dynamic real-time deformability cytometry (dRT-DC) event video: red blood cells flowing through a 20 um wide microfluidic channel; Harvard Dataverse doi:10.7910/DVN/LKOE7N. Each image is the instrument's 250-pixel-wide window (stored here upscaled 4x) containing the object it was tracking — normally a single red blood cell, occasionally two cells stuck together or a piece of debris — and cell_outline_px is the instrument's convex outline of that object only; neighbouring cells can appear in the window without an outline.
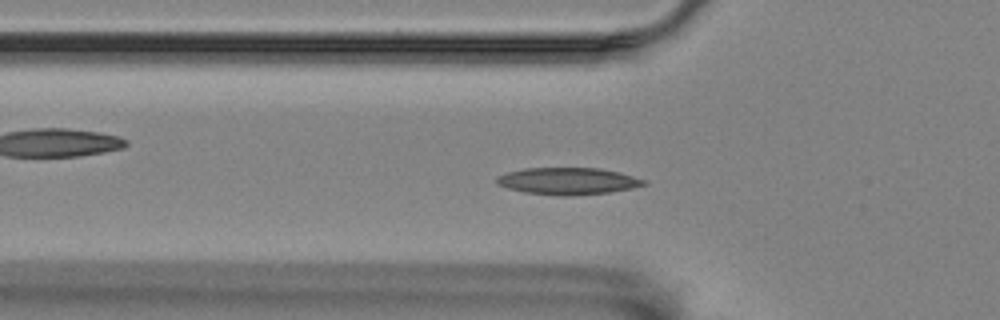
{"species": "Egyptian fruit bat (a non-hibernating species)", "species_latin": "Rousettus aegyptiacus", "temperature_condition": "room temperature", "stored_images_in_passage": 57, "camera_frame_rate_fps": 3000, "um_per_image_px": 0.085, "animal": {"sex": "female"}, "frame": {"image": 1, "passage_image": 18, "time_ms": 5.667, "image_size_px": [1000, 320], "cell_outline_px": [[648, 184], [632, 188], [608, 192], [572, 196], [560, 196], [524, 192], [508, 188], [496, 184], [496, 176], [508, 172], [524, 168], [600, 168], [620, 172], [644, 180]], "centroid_in_image_um": [48.25, 15.39], "position_along_channel_um": 77.6, "area_um2": 23.12}}
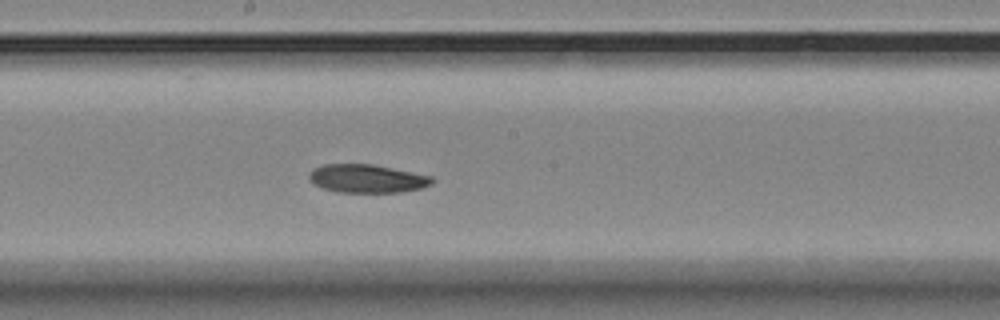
{"frame": {"image": 2, "passage_image": 30, "time_ms": 9.667, "image_size_px": [1000, 320], "cell_outline_px": [[436, 180], [432, 184], [420, 188], [400, 192], [336, 192], [312, 184], [308, 180], [308, 176], [312, 168], [324, 164], [372, 164], [432, 176]], "centroid_in_image_um": [31.16, 15.18], "position_along_channel_um": 217.0, "area_um2": 20.4}}
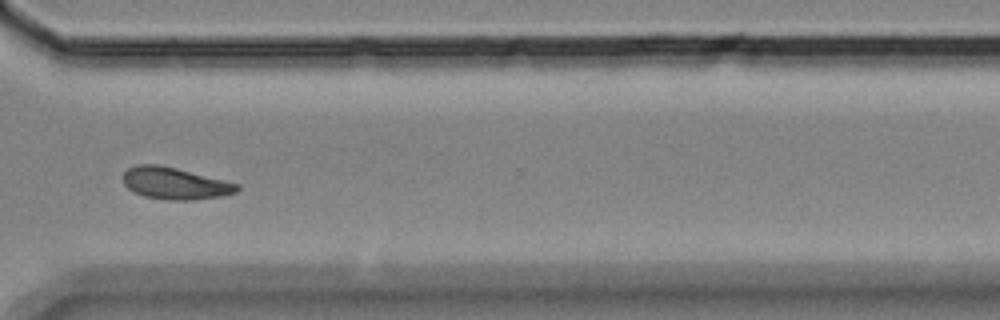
{"frame": {"image": 3, "passage_image": 42, "time_ms": 13.667, "image_size_px": [1000, 320], "cell_outline_px": [[240, 188], [236, 192], [224, 196], [196, 200], [168, 200], [144, 196], [132, 192], [124, 184], [124, 172], [128, 168], [140, 164], [156, 164], [176, 168], [240, 184]], "centroid_in_image_um": [14.89, 15.6], "position_along_channel_um": 355.7, "area_um2": 21.21}, "authors_computed_cell_mechanics": {"area_um2": 20.9814, "velocity_mm_per_s": 3.466, "shape_relaxation_time_tau1_ms": null, "shape_relaxation_time_tau2_ms": 10.3418, "deformation_change_tau1": null, "deformation_change_tau2": 0.1456}}